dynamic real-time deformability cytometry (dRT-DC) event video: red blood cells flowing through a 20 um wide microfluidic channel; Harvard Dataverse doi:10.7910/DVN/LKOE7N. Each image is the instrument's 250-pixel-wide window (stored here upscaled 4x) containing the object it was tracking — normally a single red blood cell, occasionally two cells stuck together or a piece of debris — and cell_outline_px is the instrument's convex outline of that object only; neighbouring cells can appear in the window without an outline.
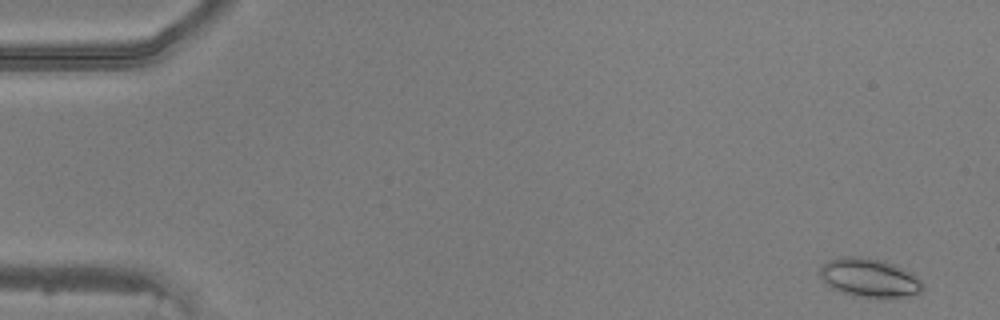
{"species": "common noctule bat (a hibernating species)", "species_latin": "Nyctalus noctula", "temperature_condition": "warm", "stored_images_in_passage": 49, "camera_frame_rate_fps": 3000, "um_per_image_px": 0.085, "animal": {"sex": "male", "body_mass_g": 20.5, "forearm_length_mm": 52.5}, "frame": {"image": 1, "passage_image": 2, "time_ms": 0.333, "image_size_px": [1000, 320], "cell_outline_px": [[924, 288], [920, 292], [900, 296], [856, 296], [832, 288], [820, 276], [820, 268], [828, 260], [844, 256], [860, 256], [884, 260], [896, 264], [912, 272], [924, 284]], "centroid_in_image_um": [73.91, 23.56], "position_along_channel_um": 11.1, "area_um2": 22.83}}
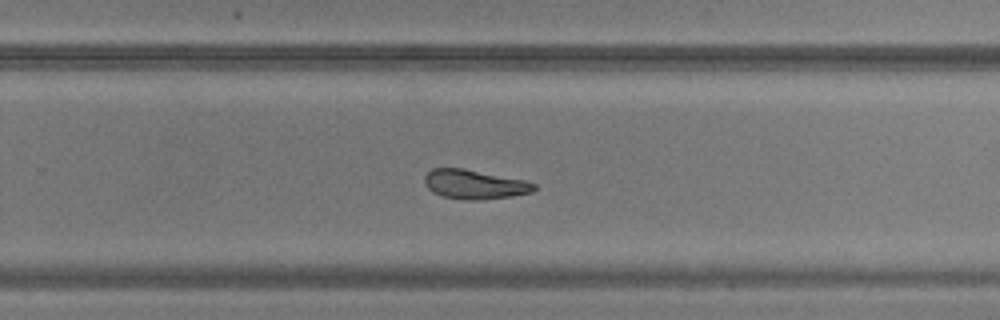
{"frame": {"image": 2, "passage_image": 32, "time_ms": 10.333, "image_size_px": [1000, 320], "cell_outline_px": [[536, 188], [532, 192], [512, 196], [476, 200], [464, 200], [440, 196], [432, 192], [424, 184], [424, 176], [432, 168], [464, 168], [524, 180], [536, 184]], "centroid_in_image_um": [40.29, 15.67], "position_along_channel_um": 289.5, "area_um2": 18.79}}
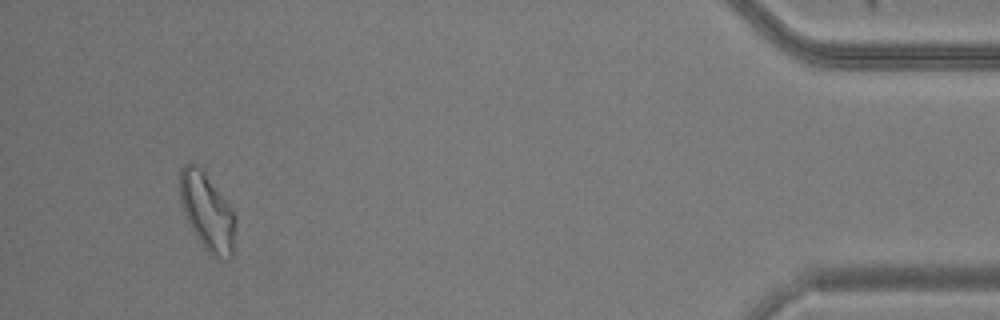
{"frame": {"image": 3, "passage_image": 46, "time_ms": 15.0, "image_size_px": [1000, 320], "cell_outline_px": [[236, 220], [232, 256], [228, 260], [212, 256], [204, 248], [196, 236], [184, 216], [180, 200], [180, 168], [188, 160], [192, 160], [200, 164], [204, 168], [236, 216]], "centroid_in_image_um": [17.59, 17.92], "position_along_channel_um": 417.6, "area_um2": 25.66}}